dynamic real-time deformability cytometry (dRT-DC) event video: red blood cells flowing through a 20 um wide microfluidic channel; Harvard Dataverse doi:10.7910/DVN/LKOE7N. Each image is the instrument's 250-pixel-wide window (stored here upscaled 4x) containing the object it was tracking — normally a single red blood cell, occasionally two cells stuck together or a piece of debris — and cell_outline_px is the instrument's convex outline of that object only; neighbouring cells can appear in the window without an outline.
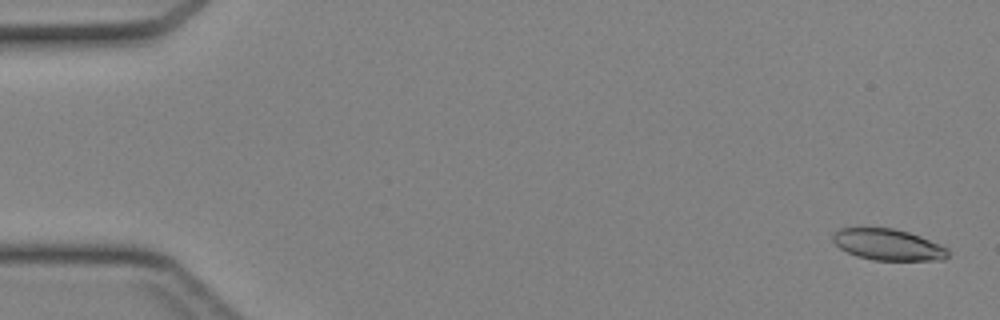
{"species": "Egyptian fruit bat (a non-hibernating species)", "species_latin": "Rousettus aegyptiacus", "temperature_condition": "cold", "stored_images_in_passage": 46, "camera_frame_rate_fps": 3000, "um_per_image_px": 0.085, "animal": {"sex": "female"}, "frame": {"image": 1, "passage_image": 2, "time_ms": 0.333, "image_size_px": [1000, 320], "cell_outline_px": [[948, 256], [944, 260], [872, 260], [856, 256], [840, 248], [832, 240], [832, 236], [840, 228], [892, 228], [908, 232], [920, 236], [948, 248]], "centroid_in_image_um": [75.49, 20.8], "position_along_channel_um": 9.5, "area_um2": 20.87}}
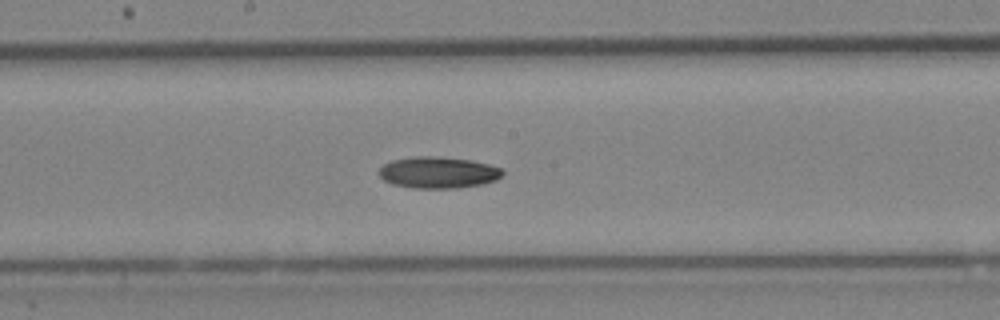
{"frame": {"image": 2, "passage_image": 25, "time_ms": 8.0, "image_size_px": [1000, 320], "cell_outline_px": [[504, 172], [496, 180], [484, 184], [456, 188], [412, 188], [392, 184], [384, 180], [380, 176], [380, 168], [384, 164], [392, 160], [412, 156], [436, 156], [472, 160], [488, 164], [500, 168]], "centroid_in_image_um": [37.24, 14.66], "position_along_channel_um": 211.0, "area_um2": 22.72}}
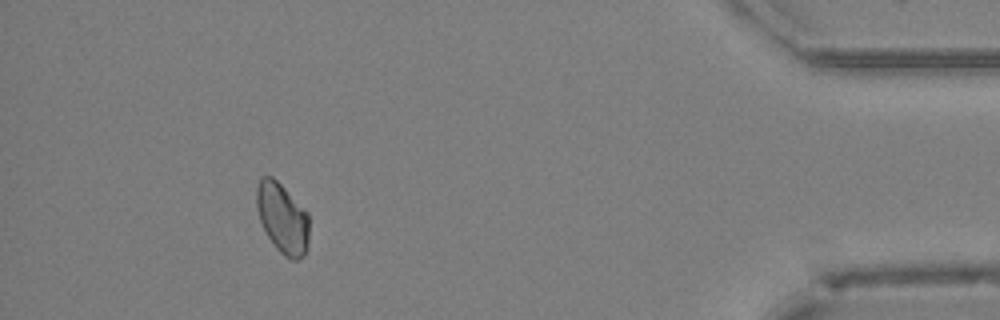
{"frame": {"image": 3, "passage_image": 42, "time_ms": 13.667, "image_size_px": [1000, 320], "cell_outline_px": [[308, 248], [296, 260], [292, 260], [284, 256], [276, 248], [268, 236], [260, 220], [256, 204], [256, 188], [260, 180], [264, 176], [272, 176], [308, 212]], "centroid_in_image_um": [24.01, 18.54], "position_along_channel_um": 411.2, "area_um2": 21.21}}